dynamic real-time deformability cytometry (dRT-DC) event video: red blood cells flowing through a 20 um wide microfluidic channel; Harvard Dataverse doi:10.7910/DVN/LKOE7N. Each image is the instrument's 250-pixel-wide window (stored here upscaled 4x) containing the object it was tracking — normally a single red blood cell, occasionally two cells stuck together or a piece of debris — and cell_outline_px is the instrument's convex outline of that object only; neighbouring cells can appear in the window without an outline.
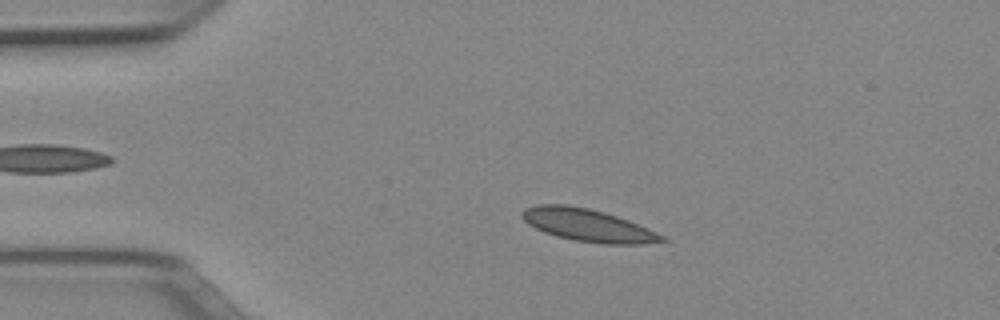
{"species": "Egyptian fruit bat (a non-hibernating species)", "species_latin": "Rousettus aegyptiacus", "temperature_condition": "cold", "stored_images_in_passage": 50, "camera_frame_rate_fps": 3000, "um_per_image_px": 0.085, "animal": {"sex": "female"}, "frame": {"image": 1, "passage_image": 10, "time_ms": 3.0, "image_size_px": [1000, 320], "cell_outline_px": [[668, 240], [644, 244], [600, 244], [572, 240], [556, 236], [544, 232], [528, 224], [520, 216], [520, 212], [524, 208], [536, 204], [568, 204], [588, 208], [604, 212], [628, 220], [656, 232], [664, 236]], "centroid_in_image_um": [49.92, 19.14], "position_along_channel_um": 35.1, "area_um2": 26.65}}
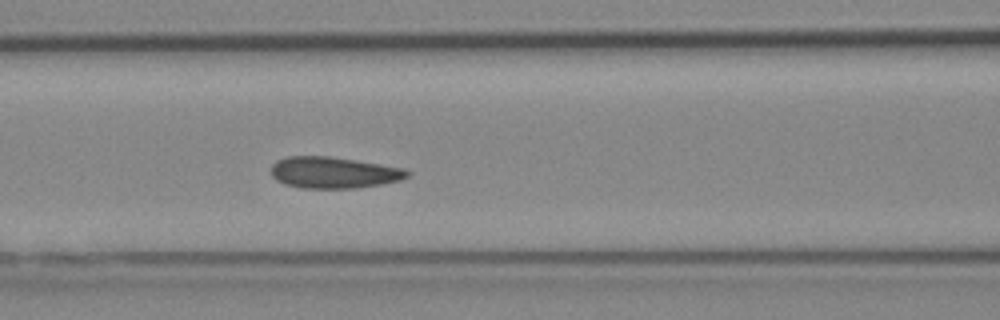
{"frame": {"image": 2, "passage_image": 21, "time_ms": 6.667, "image_size_px": [1000, 320], "cell_outline_px": [[412, 172], [408, 176], [400, 180], [380, 184], [356, 188], [300, 188], [284, 184], [276, 180], [272, 176], [272, 164], [276, 160], [288, 156], [328, 156], [356, 160], [404, 168]], "centroid_in_image_um": [28.35, 14.66], "position_along_channel_um": 138.3, "area_um2": 24.97}}
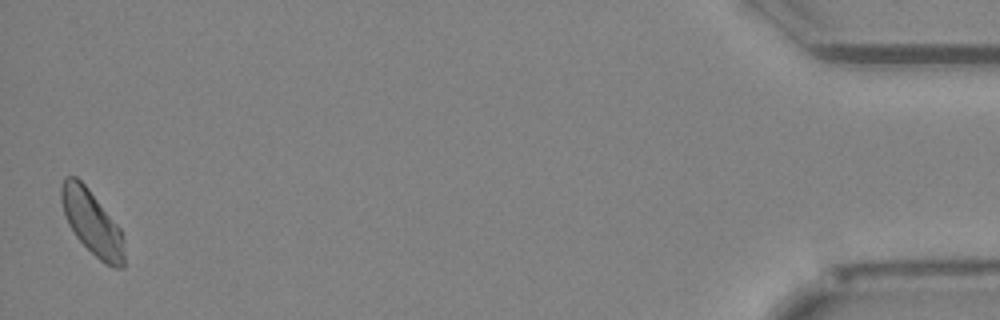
{"frame": {"image": 3, "passage_image": 50, "time_ms": 16.333, "image_size_px": [1000, 320], "cell_outline_px": [[124, 268], [112, 268], [104, 264], [76, 236], [68, 224], [60, 200], [60, 184], [64, 176], [76, 176], [88, 188], [120, 228], [124, 240]], "centroid_in_image_um": [7.82, 18.92], "position_along_channel_um": 427.4, "area_um2": 23.64}, "authors_computed_cell_mechanics": {"area_um2": 24.5939, "velocity_mm_per_s": 3.9261, "shape_relaxation_time_tau1_ms": 5.3172, "shape_relaxation_time_tau2_ms": 1.2754, "deformation_change_tau1": 0.1071, "deformation_change_tau2": 0.0527}}